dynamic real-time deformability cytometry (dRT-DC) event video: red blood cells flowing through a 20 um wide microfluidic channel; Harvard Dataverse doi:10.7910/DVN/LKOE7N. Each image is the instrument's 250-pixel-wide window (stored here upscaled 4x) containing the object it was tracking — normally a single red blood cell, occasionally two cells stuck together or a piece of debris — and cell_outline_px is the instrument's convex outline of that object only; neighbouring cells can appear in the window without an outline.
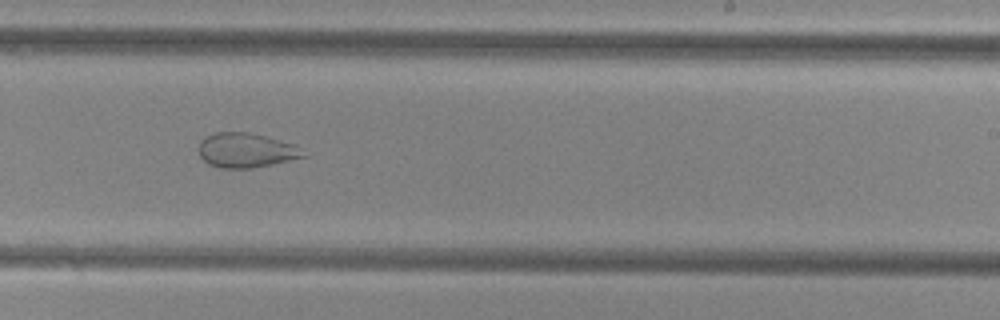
{"species": "common noctule bat (a hibernating species)", "species_latin": "Nyctalus noctula", "temperature_condition": "cold", "stored_images_in_passage": 54, "camera_frame_rate_fps": 3000, "um_per_image_px": 0.085, "animal": {"sex": "female", "body_mass_g": 29.2, "forearm_length_mm": 56.3}, "frame": {"image": 1, "passage_image": 34, "time_ms": 11.0, "image_size_px": [1000, 320], "cell_outline_px": [[308, 156], [272, 164], [252, 168], [220, 168], [208, 164], [200, 156], [200, 140], [204, 136], [216, 132], [248, 132], [296, 144]], "centroid_in_image_um": [20.92, 12.77], "position_along_channel_um": 268.1, "area_um2": 21.1}}
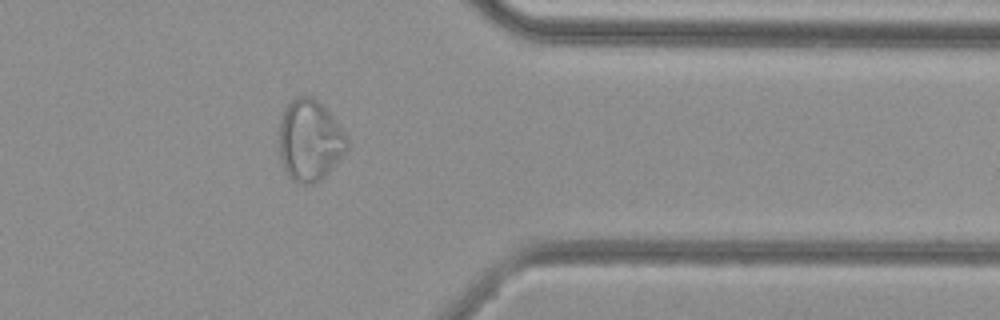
{"frame": {"image": 2, "passage_image": 44, "time_ms": 14.333, "image_size_px": [1000, 320], "cell_outline_px": [[348, 148], [328, 172], [320, 180], [312, 184], [296, 184], [288, 176], [280, 160], [276, 132], [284, 108], [296, 96], [312, 96], [328, 112], [344, 132], [348, 140]], "centroid_in_image_um": [26.26, 11.95], "position_along_channel_um": 385.1, "area_um2": 32.48}}
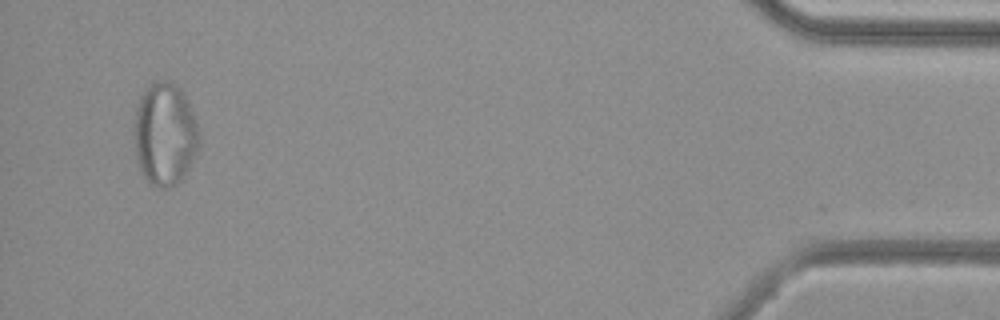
{"frame": {"image": 3, "passage_image": 52, "time_ms": 17.0, "image_size_px": [1000, 320], "cell_outline_px": [[200, 148], [184, 176], [176, 184], [168, 188], [156, 188], [140, 172], [136, 160], [136, 108], [144, 92], [156, 80], [172, 80], [184, 96], [192, 112], [200, 132]], "centroid_in_image_um": [14.05, 11.45], "position_along_channel_um": 421.2, "area_um2": 38.61}}